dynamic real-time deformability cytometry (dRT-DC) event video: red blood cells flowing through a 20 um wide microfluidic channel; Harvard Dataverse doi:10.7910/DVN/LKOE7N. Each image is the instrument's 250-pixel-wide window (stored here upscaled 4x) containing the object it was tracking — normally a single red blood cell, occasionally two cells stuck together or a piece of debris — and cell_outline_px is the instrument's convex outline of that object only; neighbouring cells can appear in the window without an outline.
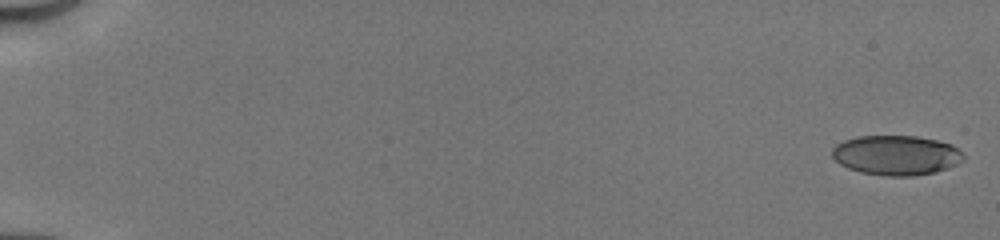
{"species": "human", "species_latin": "Homo sapiens", "temperature_condition": "cold", "stored_images_in_passage": 51, "camera_frame_rate_fps": 3000, "um_per_image_px": 0.085, "donor": {"sex": "male"}, "frame": {"image": 1, "passage_image": 1, "time_ms": 0.0, "image_size_px": [1000, 240], "cell_outline_px": [[964, 160], [948, 168], [932, 172], [912, 176], [884, 176], [860, 172], [848, 168], [840, 164], [832, 156], [832, 148], [836, 144], [844, 140], [856, 136], [916, 136], [936, 140], [952, 144], [964, 156]], "centroid_in_image_um": [76.15, 13.19], "position_along_channel_um": 8.9, "area_um2": 30.4}}
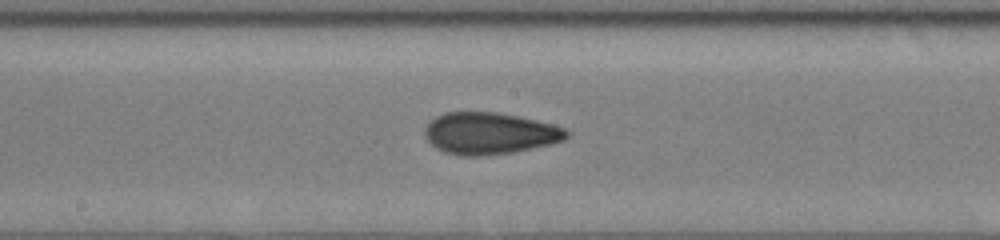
{"frame": {"image": 2, "passage_image": 29, "time_ms": 9.333, "image_size_px": [1000, 240], "cell_outline_px": [[568, 136], [564, 140], [552, 144], [512, 152], [484, 156], [464, 156], [444, 152], [436, 148], [424, 136], [424, 128], [436, 116], [444, 112], [496, 112], [536, 120], [568, 128]], "centroid_in_image_um": [41.62, 11.34], "position_along_channel_um": 206.6, "area_um2": 34.56}}
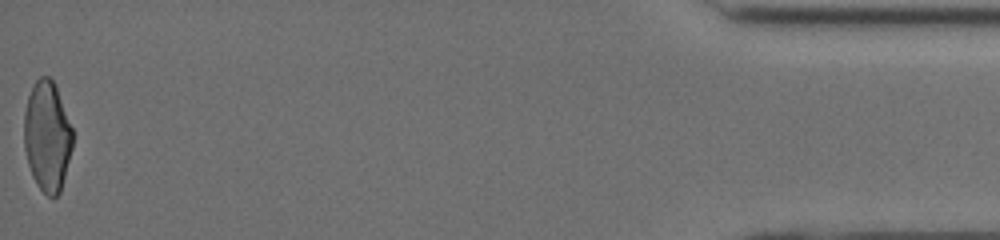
{"frame": {"image": 3, "passage_image": 51, "time_ms": 16.667, "image_size_px": [1000, 240], "cell_outline_px": [[72, 148], [60, 192], [56, 196], [48, 196], [40, 188], [32, 176], [28, 164], [24, 148], [24, 112], [28, 96], [36, 80], [40, 76], [48, 76], [56, 84], [72, 128]], "centroid_in_image_um": [4.0, 11.55], "position_along_channel_um": 431.2, "area_um2": 31.1}, "authors_computed_cell_mechanics": {"area_um2": 32.5992, "velocity_mm_per_s": 4.1747, "shape_relaxation_time_tau1_ms": 6.2883, "shape_relaxation_time_tau2_ms": 1.6697, "deformation_change_tau1": 0.1963, "deformation_change_tau2": 0.0758}}